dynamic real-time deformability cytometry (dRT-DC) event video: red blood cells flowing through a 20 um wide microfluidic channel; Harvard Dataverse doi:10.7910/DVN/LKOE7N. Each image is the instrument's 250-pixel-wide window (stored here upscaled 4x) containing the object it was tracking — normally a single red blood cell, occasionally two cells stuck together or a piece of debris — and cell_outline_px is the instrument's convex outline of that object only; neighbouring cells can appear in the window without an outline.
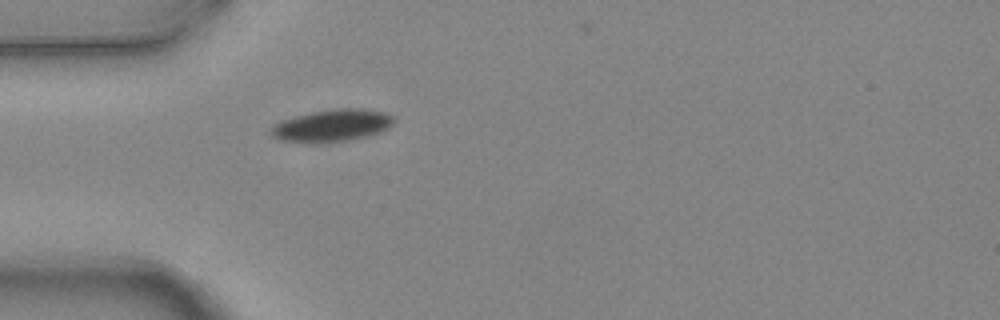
{"species": "common noctule bat (a hibernating species)", "species_latin": "Nyctalus noctula", "temperature_condition": "warm", "stored_images_in_passage": 1, "camera_frame_rate_fps": 3000, "um_per_image_px": 0.085, "animal": {"sex": "female", "body_mass_g": 24.6, "forearm_length_mm": 56.2}, "frame": {"image": 1, "passage_image": 1, "time_ms": 0.0, "image_size_px": [1000, 320], "cell_outline_px": [[396, 120], [388, 128], [380, 132], [364, 136], [344, 140], [312, 144], [280, 140], [272, 136], [268, 132], [268, 128], [272, 124], [280, 120], [292, 116], [312, 112], [348, 108], [384, 112], [396, 116]], "centroid_in_image_um": [28.13, 10.68], "position_along_channel_um": 56.9, "area_um2": 23.12}}